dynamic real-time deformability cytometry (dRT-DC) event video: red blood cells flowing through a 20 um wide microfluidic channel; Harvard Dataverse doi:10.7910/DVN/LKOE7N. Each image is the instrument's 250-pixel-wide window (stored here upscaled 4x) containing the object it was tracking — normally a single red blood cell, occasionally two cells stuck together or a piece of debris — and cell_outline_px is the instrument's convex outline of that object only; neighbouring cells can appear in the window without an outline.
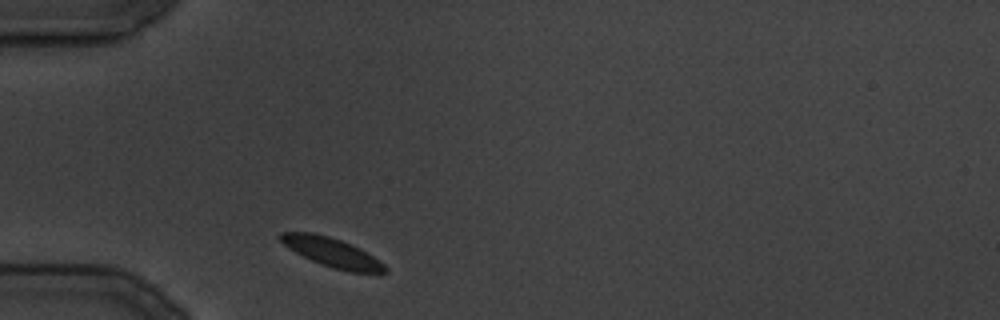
{"species": "common noctule bat (a hibernating species)", "species_latin": "Nyctalus noctula", "temperature_condition": "cold", "stored_images_in_passage": 15, "camera_frame_rate_fps": 3000, "um_per_image_px": 0.085, "animal": {"sex": "male", "body_mass_g": 19.5, "forearm_length_mm": 54.6}, "frame": {"image": 1, "passage_image": 1, "time_ms": 0.0, "image_size_px": [1000, 320], "cell_outline_px": [[388, 272], [348, 272], [312, 260], [288, 248], [280, 240], [280, 232], [312, 232], [328, 236], [340, 240], [360, 248], [380, 260], [388, 268]], "centroid_in_image_um": [28.24, 21.44], "position_along_channel_um": 56.8, "area_um2": 17.4}}
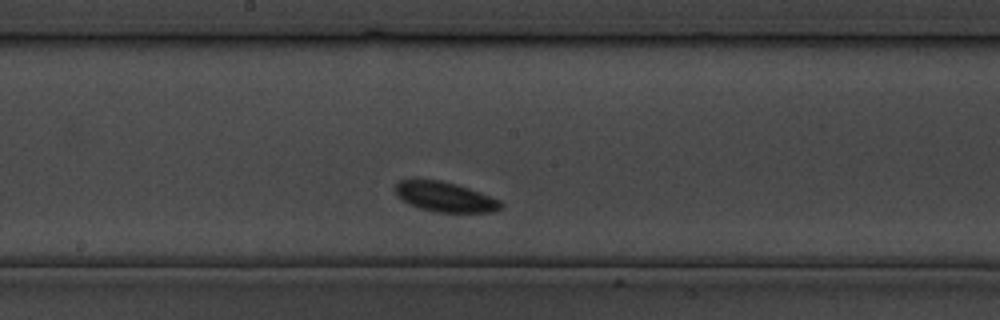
{"frame": {"image": 2, "passage_image": 10, "time_ms": 11.0, "image_size_px": [1000, 320], "cell_outline_px": [[504, 204], [500, 208], [492, 212], [436, 212], [420, 208], [404, 200], [396, 192], [396, 184], [400, 180], [416, 176], [440, 180], [456, 184], [480, 192], [500, 200]], "centroid_in_image_um": [37.81, 16.69], "position_along_channel_um": 210.4, "area_um2": 18.55}}
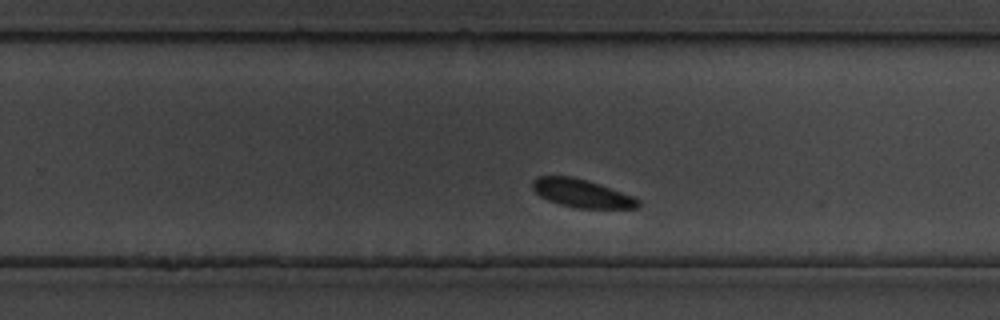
{"frame": {"image": 3, "passage_image": 14, "time_ms": 15.667, "image_size_px": [1000, 320], "cell_outline_px": [[640, 204], [636, 208], [576, 208], [560, 204], [548, 200], [540, 196], [532, 188], [532, 180], [536, 176], [572, 176], [588, 180], [600, 184], [632, 196], [640, 200]], "centroid_in_image_um": [49.42, 16.42], "position_along_channel_um": 280.4, "area_um2": 17.34}}